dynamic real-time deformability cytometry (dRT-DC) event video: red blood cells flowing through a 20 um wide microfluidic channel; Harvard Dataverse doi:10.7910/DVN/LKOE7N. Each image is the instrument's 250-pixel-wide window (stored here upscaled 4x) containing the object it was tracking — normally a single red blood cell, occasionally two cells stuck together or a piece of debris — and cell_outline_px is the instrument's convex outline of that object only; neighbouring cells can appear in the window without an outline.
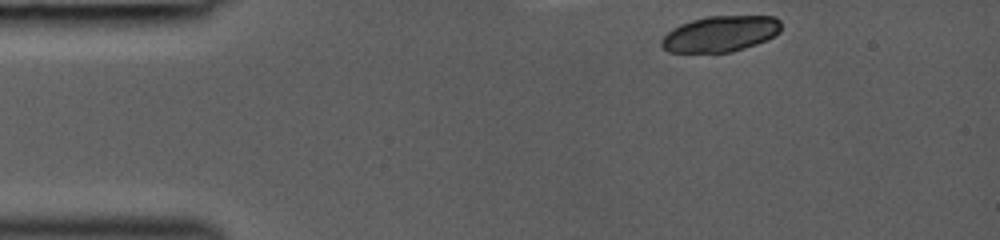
{"species": "common noctule bat (a hibernating species)", "species_latin": "Nyctalus noctula", "temperature_condition": "room temperature", "stored_images_in_passage": 7, "camera_frame_rate_fps": 3000, "um_per_image_px": 0.085, "animal": {"sex": "female", "body_mass_g": 19.0, "forearm_length_mm": 53.3}, "frame": {"image": 1, "passage_image": 1, "time_ms": 0.0, "image_size_px": [1000, 240], "cell_outline_px": [[780, 32], [756, 44], [732, 52], [668, 52], [660, 44], [660, 40], [672, 28], [680, 24], [692, 20], [708, 16], [776, 16], [780, 20]], "centroid_in_image_um": [61.21, 2.87], "position_along_channel_um": 23.8, "area_um2": 24.91}}